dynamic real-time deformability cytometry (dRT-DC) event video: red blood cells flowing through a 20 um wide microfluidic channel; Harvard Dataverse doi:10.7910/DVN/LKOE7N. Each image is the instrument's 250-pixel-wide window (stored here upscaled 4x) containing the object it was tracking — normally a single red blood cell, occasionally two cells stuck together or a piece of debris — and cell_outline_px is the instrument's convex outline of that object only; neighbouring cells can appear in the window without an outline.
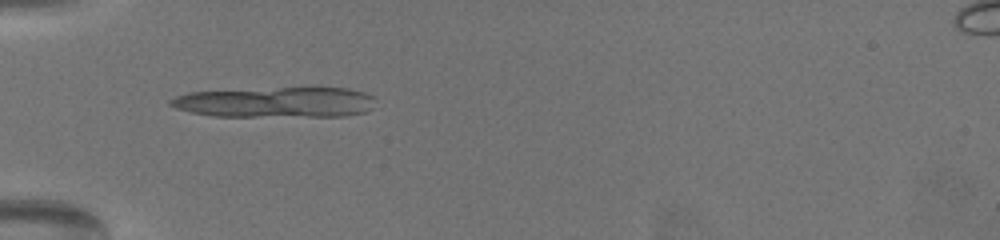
{"species": "common noctule bat (a hibernating species)", "species_latin": "Nyctalus noctula", "temperature_condition": "warm", "stored_images_in_passage": 11, "camera_frame_rate_fps": 3000, "um_per_image_px": 0.085, "animal": {"sex": "female", "body_mass_g": 19.5, "forearm_length_mm": 54.1}, "frame": {"image": 1, "passage_image": 1, "time_ms": 0.0, "image_size_px": [1000, 240], "cell_outline_px": [[376, 108], [364, 112], [344, 116], [212, 116], [188, 112], [176, 108], [168, 104], [168, 100], [176, 96], [192, 92], [280, 88], [348, 88], [364, 92], [376, 96]], "centroid_in_image_um": [23.51, 8.7], "position_along_channel_um": 61.5, "area_um2": 36.53}}